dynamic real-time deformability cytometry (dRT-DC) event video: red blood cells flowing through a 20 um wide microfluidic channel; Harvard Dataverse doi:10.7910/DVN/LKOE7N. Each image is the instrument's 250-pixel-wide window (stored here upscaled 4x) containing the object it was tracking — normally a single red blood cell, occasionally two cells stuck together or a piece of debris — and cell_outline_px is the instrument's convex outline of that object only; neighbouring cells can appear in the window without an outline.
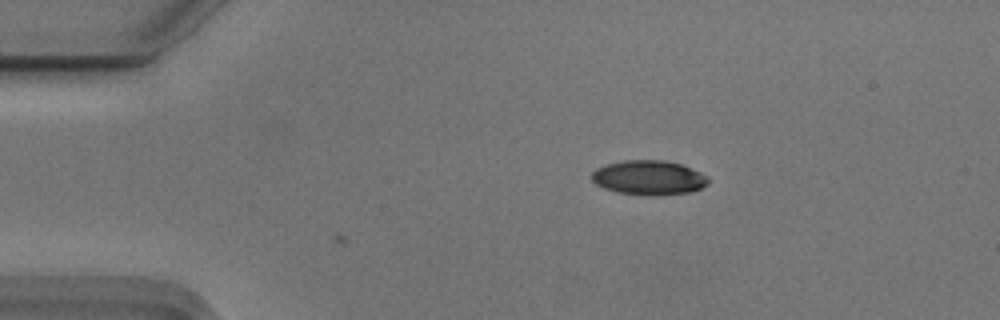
{"species": "Egyptian fruit bat (a non-hibernating species)", "species_latin": "Rousettus aegyptiacus", "temperature_condition": "cold", "stored_images_in_passage": 2, "camera_frame_rate_fps": 3000, "um_per_image_px": 0.085, "animal": {"sex": "male"}, "frame": {"image": 1, "passage_image": 1, "time_ms": 0.0, "image_size_px": [1000, 320], "cell_outline_px": [[708, 184], [700, 188], [688, 192], [616, 192], [604, 188], [596, 184], [592, 180], [592, 172], [596, 168], [608, 164], [624, 160], [664, 160], [680, 164], [692, 168], [708, 176]], "centroid_in_image_um": [55.13, 15.04], "position_along_channel_um": 29.9, "area_um2": 22.31}}